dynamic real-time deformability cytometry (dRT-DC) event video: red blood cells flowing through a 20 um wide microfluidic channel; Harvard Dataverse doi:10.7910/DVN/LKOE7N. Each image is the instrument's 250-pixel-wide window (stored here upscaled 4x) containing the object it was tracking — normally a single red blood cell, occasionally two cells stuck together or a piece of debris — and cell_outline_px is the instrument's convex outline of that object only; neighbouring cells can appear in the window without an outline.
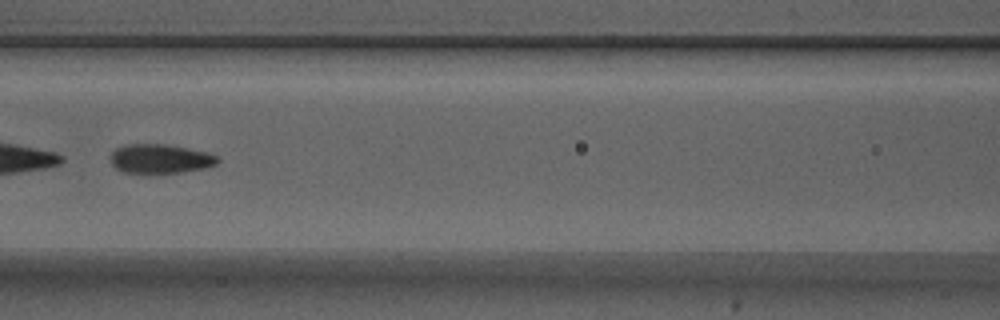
{"species": "Egyptian fruit bat (a non-hibernating species)", "species_latin": "Rousettus aegyptiacus", "temperature_condition": "warm", "stored_images_in_passage": 52, "segment_of_instrument_passage": [2, 2], "camera_frame_rate_fps": 3000, "um_per_image_px": 0.085, "animal": {"sex": "male"}, "frame": {"image": 1, "passage_image": 24, "time_ms": 7.667, "image_size_px": [1000, 320], "cell_outline_px": [[220, 160], [216, 164], [204, 168], [180, 172], [124, 172], [116, 168], [112, 164], [112, 152], [116, 148], [128, 144], [164, 144], [204, 152], [220, 156]], "centroid_in_image_um": [13.63, 13.49], "position_along_channel_um": 153.0, "area_um2": 17.74}}
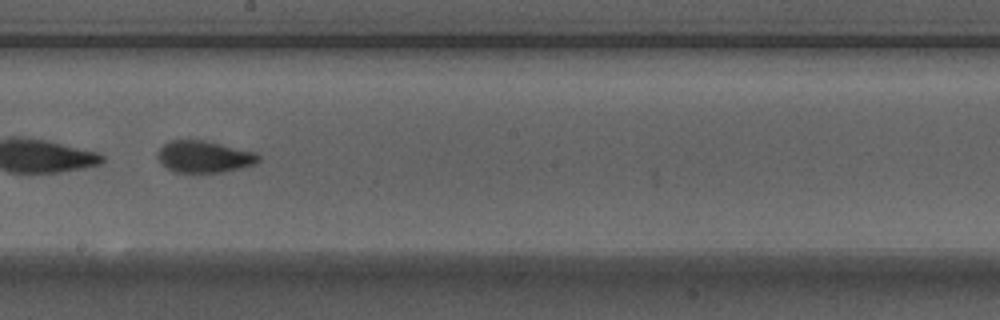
{"frame": {"image": 2, "passage_image": 30, "time_ms": 9.667, "image_size_px": [1000, 320], "cell_outline_px": [[260, 160], [256, 164], [224, 172], [176, 172], [168, 168], [156, 156], [160, 148], [164, 144], [172, 140], [204, 140], [256, 152], [260, 156]], "centroid_in_image_um": [17.39, 13.31], "position_along_channel_um": 230.8, "area_um2": 18.55}}